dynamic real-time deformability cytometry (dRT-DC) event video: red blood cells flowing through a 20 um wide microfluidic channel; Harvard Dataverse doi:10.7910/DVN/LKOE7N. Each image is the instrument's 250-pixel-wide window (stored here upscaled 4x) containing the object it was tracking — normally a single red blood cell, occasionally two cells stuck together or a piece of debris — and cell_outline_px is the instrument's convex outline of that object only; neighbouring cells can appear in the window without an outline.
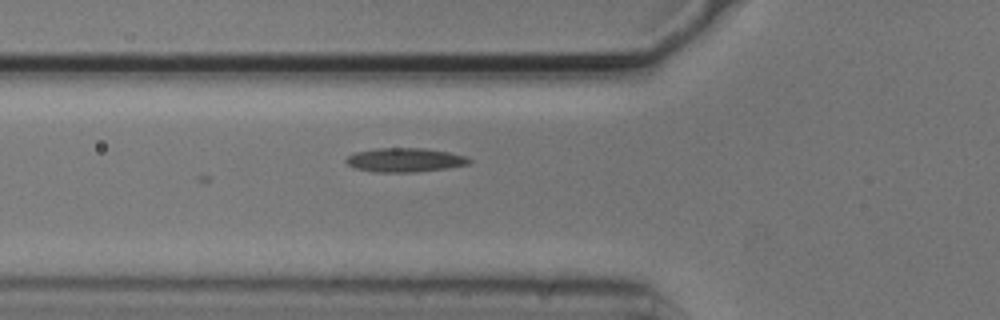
{"species": "common noctule bat (a hibernating species)", "species_latin": "Nyctalus noctula", "temperature_condition": "cold", "stored_images_in_passage": 4, "camera_frame_rate_fps": 3000, "um_per_image_px": 0.085, "animal": {"sex": "male", "body_mass_g": 20.5, "forearm_length_mm": 52.5}, "frame": {"image": 1, "passage_image": 4, "time_ms": 1.0, "image_size_px": [1000, 320], "cell_outline_px": [[472, 160], [468, 164], [444, 168], [416, 172], [372, 172], [356, 168], [348, 164], [344, 160], [348, 156], [356, 152], [376, 148], [424, 148], [448, 152], [464, 156]], "centroid_in_image_um": [34.38, 13.59], "position_along_channel_um": 91.4, "area_um2": 17.05}}